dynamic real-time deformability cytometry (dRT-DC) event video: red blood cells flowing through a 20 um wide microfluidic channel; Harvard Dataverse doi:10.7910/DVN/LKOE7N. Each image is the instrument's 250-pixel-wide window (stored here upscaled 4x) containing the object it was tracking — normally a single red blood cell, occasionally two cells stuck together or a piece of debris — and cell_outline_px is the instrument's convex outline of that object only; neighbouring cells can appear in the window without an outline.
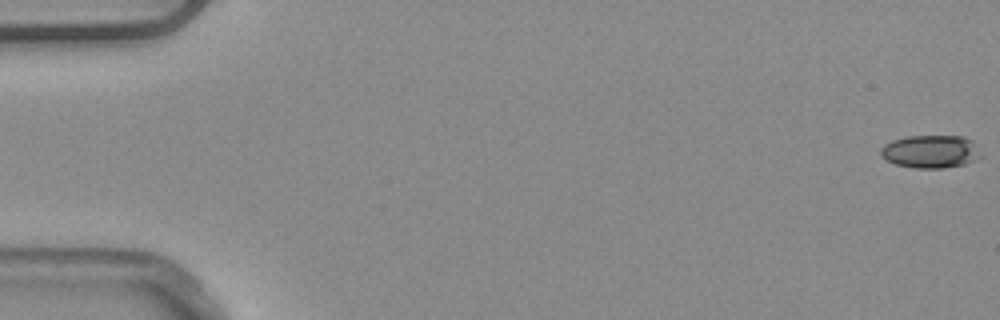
{"species": "common noctule bat (a hibernating species)", "species_latin": "Nyctalus noctula", "temperature_condition": "warm", "stored_images_in_passage": 53, "camera_frame_rate_fps": 3000, "um_per_image_px": 0.085, "animal": {"sex": "male", "body_mass_g": 20.4}, "frame": {"image": 1, "passage_image": 1, "time_ms": 0.0, "image_size_px": [1000, 320], "cell_outline_px": [[984, 156], [964, 164], [944, 168], [916, 168], [896, 164], [880, 156], [880, 148], [884, 144], [892, 140], [908, 136], [964, 136], [972, 140]], "centroid_in_image_um": [79.12, 12.87], "position_along_channel_um": 5.9, "area_um2": 19.36}}
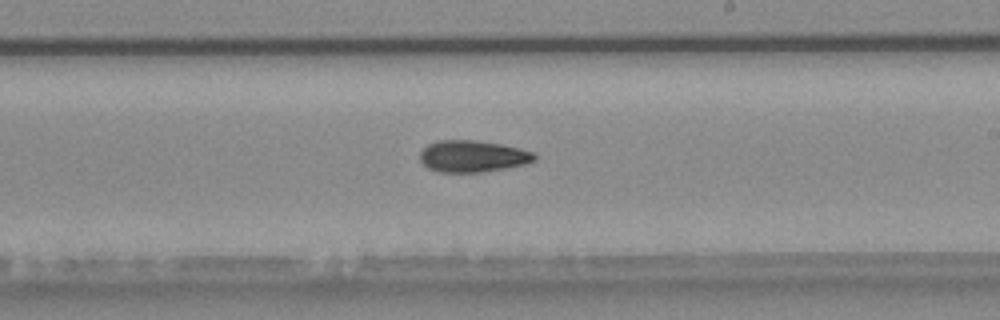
{"frame": {"image": 2, "passage_image": 32, "time_ms": 10.333, "image_size_px": [1000, 320], "cell_outline_px": [[536, 160], [524, 164], [504, 168], [480, 172], [440, 172], [428, 168], [420, 160], [420, 152], [428, 144], [436, 140], [476, 140], [500, 144], [520, 148], [532, 152], [536, 156]], "centroid_in_image_um": [40.15, 13.27], "position_along_channel_um": 248.8, "area_um2": 21.04}}
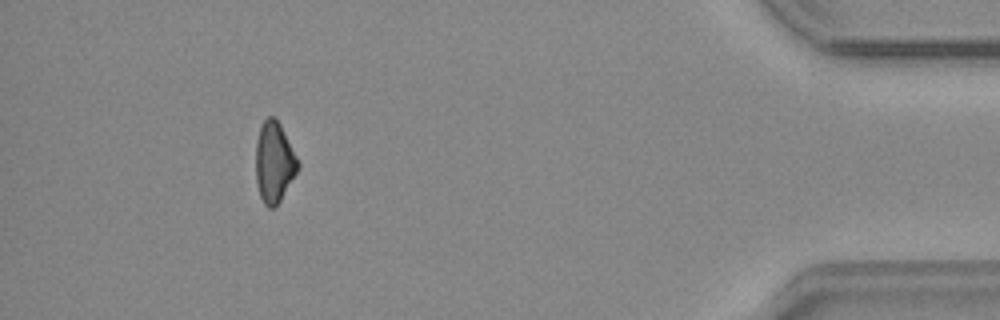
{"frame": {"image": 3, "passage_image": 49, "time_ms": 16.0, "image_size_px": [1000, 320], "cell_outline_px": [[300, 168], [276, 208], [268, 208], [264, 204], [260, 196], [256, 180], [256, 140], [260, 124], [268, 116], [276, 116], [300, 164]], "centroid_in_image_um": [23.3, 13.8], "position_along_channel_um": 411.9, "area_um2": 20.06}, "authors_computed_cell_mechanics": {"area_um2": 20.1722, "velocity_mm_per_s": 3.9025, "shape_relaxation_time_tau1_ms": 8.6032, "shape_relaxation_time_tau2_ms": null, "deformation_change_tau1": 0.1657, "deformation_change_tau2": null}}